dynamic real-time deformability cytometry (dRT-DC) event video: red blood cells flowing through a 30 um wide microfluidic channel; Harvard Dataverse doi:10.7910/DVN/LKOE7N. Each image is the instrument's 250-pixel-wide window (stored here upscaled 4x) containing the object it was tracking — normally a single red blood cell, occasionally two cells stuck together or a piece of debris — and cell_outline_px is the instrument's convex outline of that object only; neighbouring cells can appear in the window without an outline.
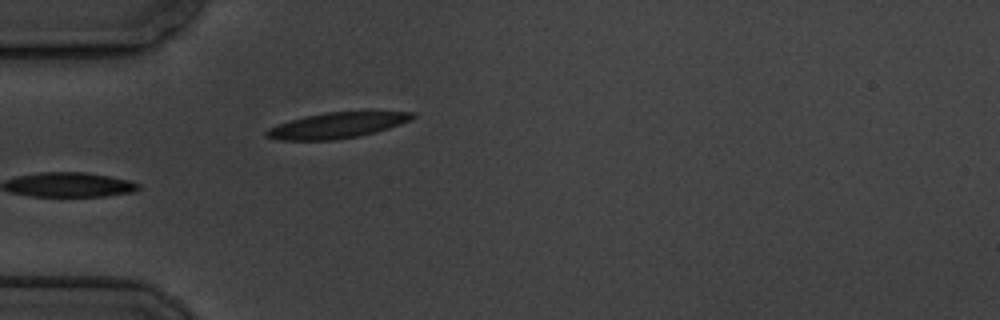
{"species": "common noctule bat (a hibernating species)", "species_latin": "Nyctalus noctula", "temperature_condition": "cold", "stored_images_in_passage": 6, "camera_frame_rate_fps": 3000, "um_per_image_px": 0.085, "animal": {"sex": "male", "body_mass_g": 19.5, "forearm_length_mm": 54.6}, "frame": {"image": 1, "passage_image": 6, "time_ms": 5.667, "image_size_px": [1000, 320], "cell_outline_px": [[416, 116], [412, 120], [376, 132], [360, 136], [332, 140], [280, 140], [264, 136], [264, 132], [268, 128], [304, 116], [328, 112], [368, 108], [416, 112]], "centroid_in_image_um": [28.81, 10.59], "position_along_channel_um": 56.2, "area_um2": 22.95}}